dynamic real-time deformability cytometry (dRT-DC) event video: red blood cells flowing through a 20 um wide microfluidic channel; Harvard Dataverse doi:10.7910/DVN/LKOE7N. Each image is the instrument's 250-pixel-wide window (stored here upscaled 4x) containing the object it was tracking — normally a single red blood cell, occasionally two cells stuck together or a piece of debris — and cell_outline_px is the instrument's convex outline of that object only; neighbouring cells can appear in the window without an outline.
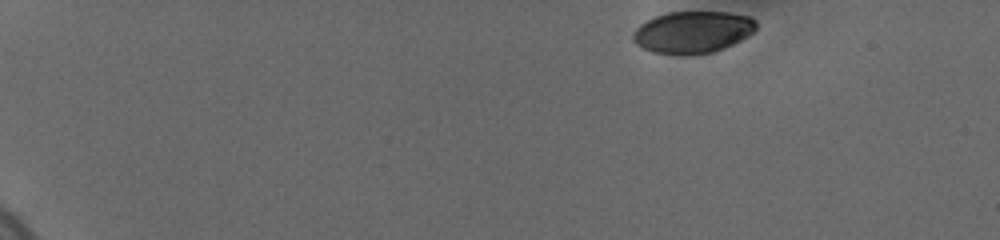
{"species": "human", "species_latin": "Homo sapiens", "temperature_condition": "cold", "stored_images_in_passage": 23, "camera_frame_rate_fps": 3000, "um_per_image_px": 0.085, "donor": {"sex": "female"}, "frame": {"image": 1, "passage_image": 1, "time_ms": 0.0, "image_size_px": [1000, 240], "cell_outline_px": [[756, 28], [748, 36], [724, 48], [712, 52], [688, 56], [684, 56], [652, 52], [636, 44], [632, 40], [632, 32], [640, 24], [656, 16], [668, 12], [728, 12], [748, 16], [756, 20]], "centroid_in_image_um": [58.86, 2.74], "position_along_channel_um": 26.1, "area_um2": 30.29}}
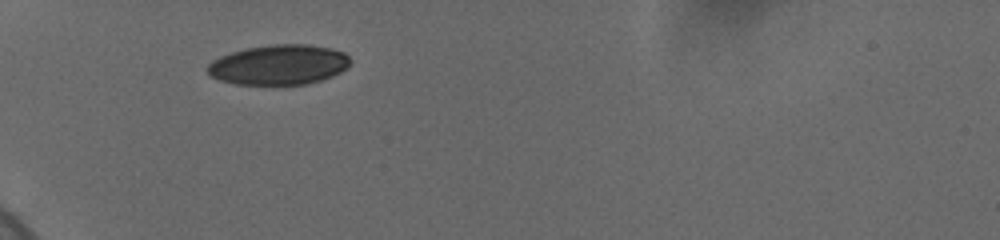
{"frame": {"image": 2, "passage_image": 22, "time_ms": 4.0, "image_size_px": [1000, 240], "cell_outline_px": [[348, 64], [340, 72], [332, 76], [320, 80], [304, 84], [236, 84], [220, 80], [212, 76], [208, 72], [208, 64], [212, 60], [220, 56], [232, 52], [248, 48], [272, 44], [308, 44], [332, 48], [344, 52], [348, 56]], "centroid_in_image_um": [23.69, 5.49], "position_along_channel_um": 61.3, "area_um2": 32.95}}